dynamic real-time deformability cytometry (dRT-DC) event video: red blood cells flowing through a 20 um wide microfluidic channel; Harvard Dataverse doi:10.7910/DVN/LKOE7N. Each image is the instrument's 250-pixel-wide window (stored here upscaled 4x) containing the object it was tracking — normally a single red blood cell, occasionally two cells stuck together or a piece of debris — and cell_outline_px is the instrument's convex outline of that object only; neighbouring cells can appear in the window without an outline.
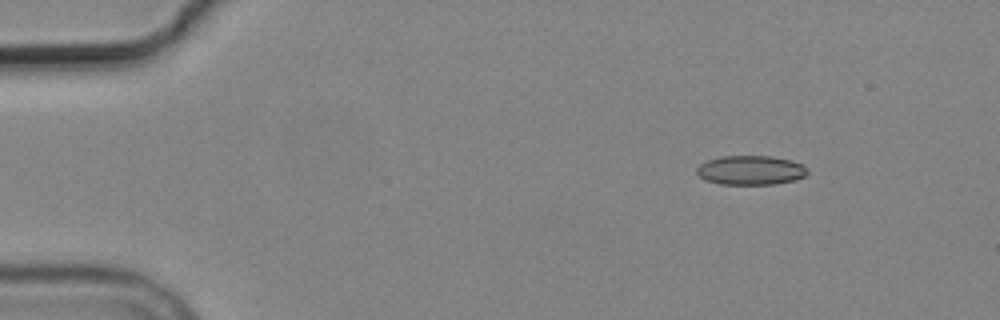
{"species": "common noctule bat (a hibernating species)", "species_latin": "Nyctalus noctula", "temperature_condition": "cold", "stored_images_in_passage": 3, "camera_frame_rate_fps": 3000, "um_per_image_px": 0.085, "animal": {"sex": "male", "body_mass_g": 19.2, "forearm_length_mm": 51.8}, "frame": {"image": 1, "passage_image": 1, "time_ms": 0.0, "image_size_px": [1000, 320], "cell_outline_px": [[808, 172], [804, 176], [796, 180], [776, 184], [720, 184], [704, 180], [696, 172], [696, 168], [700, 164], [708, 160], [720, 156], [772, 156], [792, 160], [804, 164], [808, 168]], "centroid_in_image_um": [63.83, 14.46], "position_along_channel_um": 21.2, "area_um2": 19.13}}
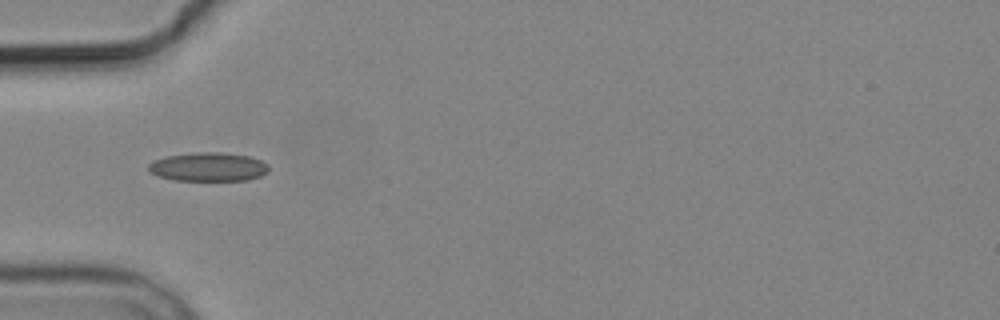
{"frame": {"image": 2, "passage_image": 3, "time_ms": 3.667, "image_size_px": [1000, 320], "cell_outline_px": [[268, 172], [260, 176], [248, 180], [172, 180], [160, 176], [152, 172], [148, 168], [148, 164], [164, 156], [204, 152], [216, 152], [248, 156], [260, 160], [268, 164]], "centroid_in_image_um": [17.73, 14.19], "position_along_channel_um": 67.3, "area_um2": 19.88}}